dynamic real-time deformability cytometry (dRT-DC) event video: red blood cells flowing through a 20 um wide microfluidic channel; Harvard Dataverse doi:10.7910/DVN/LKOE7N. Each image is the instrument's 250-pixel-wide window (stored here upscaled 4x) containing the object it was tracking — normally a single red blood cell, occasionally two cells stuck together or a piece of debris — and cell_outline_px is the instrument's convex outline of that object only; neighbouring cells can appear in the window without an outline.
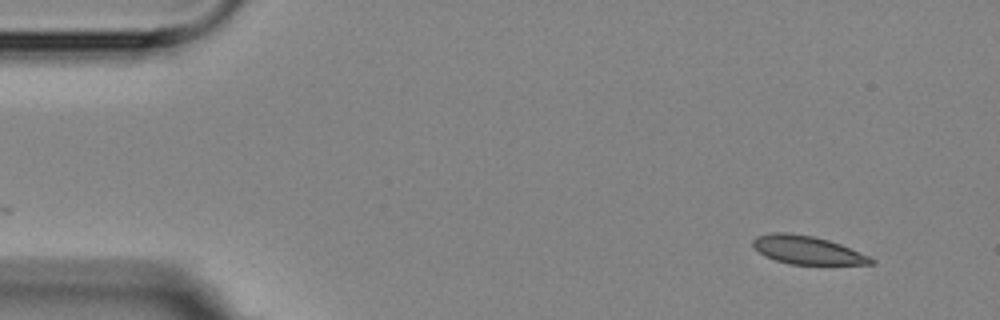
{"species": "Egyptian fruit bat (a non-hibernating species)", "species_latin": "Rousettus aegyptiacus", "temperature_condition": "room temperature", "stored_images_in_passage": 2, "camera_frame_rate_fps": 3000, "um_per_image_px": 0.085, "animal": {"sex": "female"}, "frame": {"image": 1, "passage_image": 2, "time_ms": 1.333, "image_size_px": [1000, 320], "cell_outline_px": [[876, 264], [788, 264], [764, 256], [752, 244], [752, 240], [756, 236], [772, 232], [788, 232], [812, 236], [828, 240], [840, 244], [868, 256], [876, 260]], "centroid_in_image_um": [68.59, 21.25], "position_along_channel_um": 16.4, "area_um2": 19.31}}